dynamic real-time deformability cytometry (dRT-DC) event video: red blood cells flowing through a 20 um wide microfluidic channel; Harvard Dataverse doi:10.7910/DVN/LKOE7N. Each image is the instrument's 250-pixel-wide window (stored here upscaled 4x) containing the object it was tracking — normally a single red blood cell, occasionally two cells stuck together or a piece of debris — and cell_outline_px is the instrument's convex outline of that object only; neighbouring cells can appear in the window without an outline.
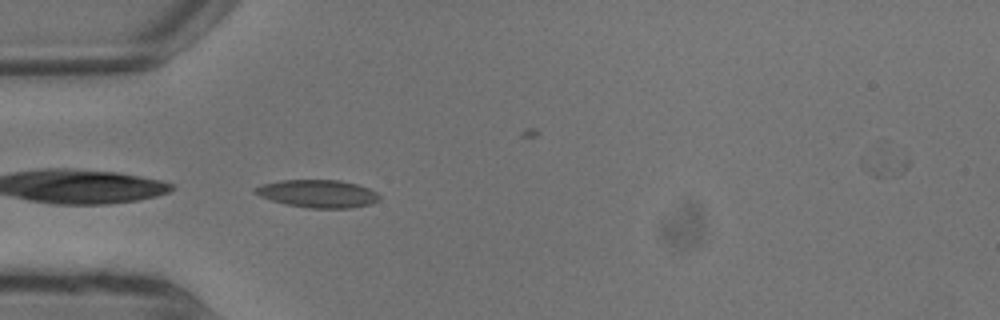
{"species": "common noctule bat (a hibernating species)", "species_latin": "Nyctalus noctula", "temperature_condition": "warm", "stored_images_in_passage": 7, "camera_frame_rate_fps": 3000, "um_per_image_px": 0.085, "animal": {"sex": "male", "body_mass_g": 13.3}, "frame": {"image": 1, "passage_image": 6, "time_ms": 1.667, "image_size_px": [1000, 320], "cell_outline_px": [[380, 200], [368, 204], [352, 208], [308, 208], [284, 204], [260, 196], [252, 192], [252, 188], [260, 184], [280, 180], [340, 180], [356, 184], [368, 188], [376, 192], [380, 196]], "centroid_in_image_um": [26.96, 16.46], "position_along_channel_um": 58.0, "area_um2": 20.23}}